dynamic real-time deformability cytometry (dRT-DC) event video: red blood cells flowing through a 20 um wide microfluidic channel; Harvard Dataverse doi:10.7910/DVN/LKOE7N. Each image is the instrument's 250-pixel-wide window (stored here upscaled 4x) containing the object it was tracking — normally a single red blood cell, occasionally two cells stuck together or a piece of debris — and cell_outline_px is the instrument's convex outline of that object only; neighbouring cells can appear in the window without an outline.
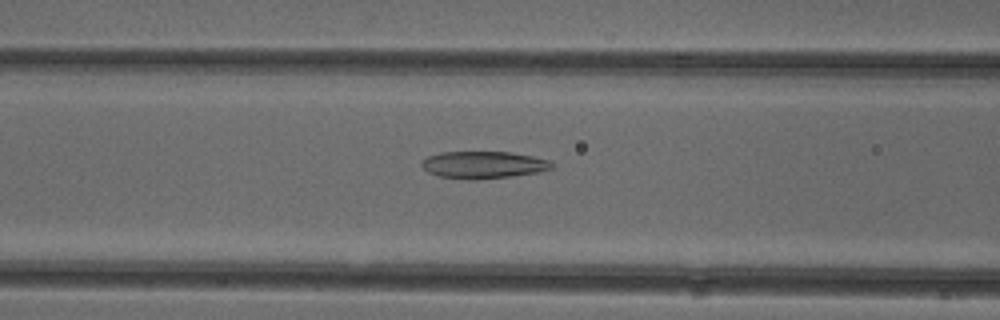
{"species": "common noctule bat (a hibernating species)", "species_latin": "Nyctalus noctula", "temperature_condition": "cold", "stored_images_in_passage": 52, "camera_frame_rate_fps": 3000, "um_per_image_px": 0.085, "animal": {"sex": "female"}, "frame": {"image": 1, "passage_image": 21, "time_ms": 6.667, "image_size_px": [1000, 320], "cell_outline_px": [[556, 164], [552, 168], [540, 172], [512, 176], [476, 180], [440, 176], [428, 172], [420, 164], [428, 156], [440, 152], [512, 152], [532, 156], [548, 160]], "centroid_in_image_um": [41.13, 14.01], "position_along_channel_um": 125.5, "area_um2": 20.58}}
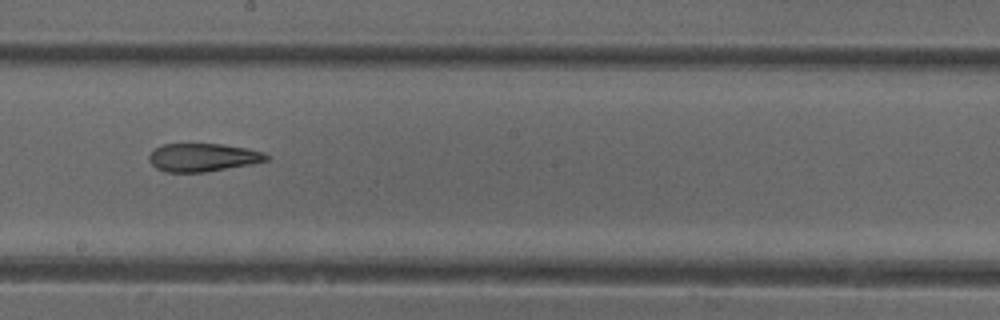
{"frame": {"image": 2, "passage_image": 29, "time_ms": 9.333, "image_size_px": [1000, 320], "cell_outline_px": [[268, 160], [252, 164], [204, 172], [164, 172], [156, 168], [148, 160], [148, 156], [152, 148], [160, 144], [224, 144], [248, 148], [264, 152], [268, 156]], "centroid_in_image_um": [17.2, 13.37], "position_along_channel_um": 231.0, "area_um2": 19.48}}
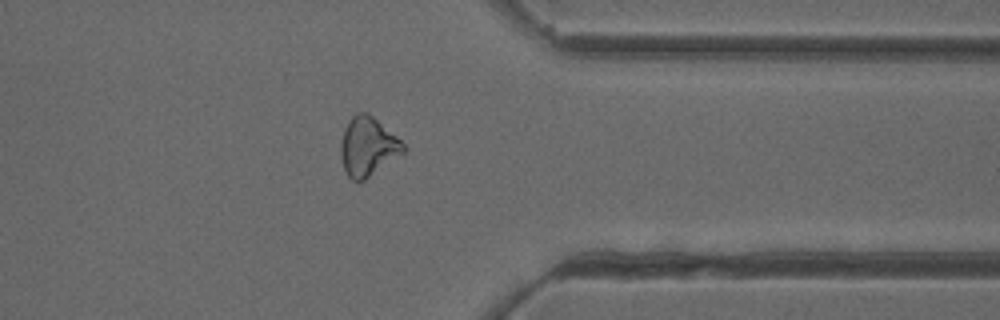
{"frame": {"image": 3, "passage_image": 41, "time_ms": 13.333, "image_size_px": [1000, 320], "cell_outline_px": [[408, 148], [404, 152], [364, 180], [352, 180], [348, 176], [344, 168], [340, 156], [340, 144], [344, 128], [348, 120], [356, 112], [368, 112], [396, 136]], "centroid_in_image_um": [31.24, 12.43], "position_along_channel_um": 380.2, "area_um2": 21.39}, "authors_computed_cell_mechanics": {"area_um2": 22.0796, "velocity_mm_per_s": 3.9439, "shape_relaxation_time_tau1_ms": null, "shape_relaxation_time_tau2_ms": 3.8834, "deformation_change_tau1": null, "deformation_change_tau2": 0.1236}}